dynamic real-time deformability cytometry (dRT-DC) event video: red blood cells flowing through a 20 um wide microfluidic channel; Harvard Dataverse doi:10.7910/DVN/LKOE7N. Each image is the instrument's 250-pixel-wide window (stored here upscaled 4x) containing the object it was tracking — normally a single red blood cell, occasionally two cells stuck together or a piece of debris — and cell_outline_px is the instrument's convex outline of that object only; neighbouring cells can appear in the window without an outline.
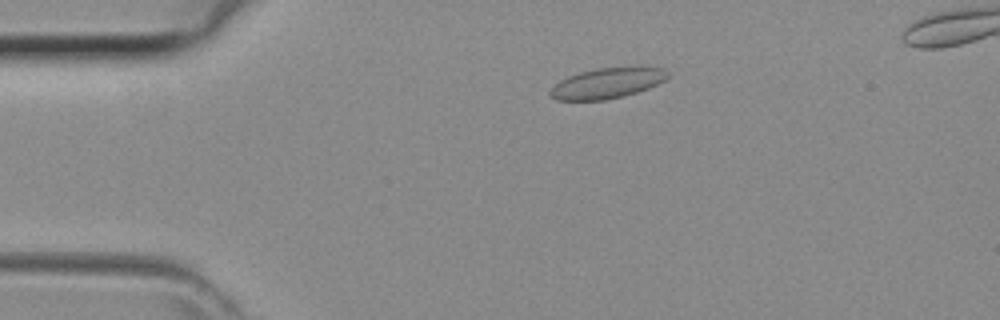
{"species": "common noctule bat (a hibernating species)", "species_latin": "Nyctalus noctula", "temperature_condition": "room temperature", "stored_images_in_passage": 43, "camera_frame_rate_fps": 3000, "um_per_image_px": 0.085, "animal": {"sex": "female", "body_mass_g": 29.2, "forearm_length_mm": 56.3}, "frame": {"image": 1, "passage_image": 9, "time_ms": 2.667, "image_size_px": [1000, 320], "cell_outline_px": [[668, 76], [664, 80], [648, 88], [624, 96], [604, 100], [556, 100], [548, 92], [560, 80], [568, 76], [580, 72], [596, 68], [664, 68], [668, 72]], "centroid_in_image_um": [51.57, 7.08], "position_along_channel_um": 33.4, "area_um2": 20.4}}
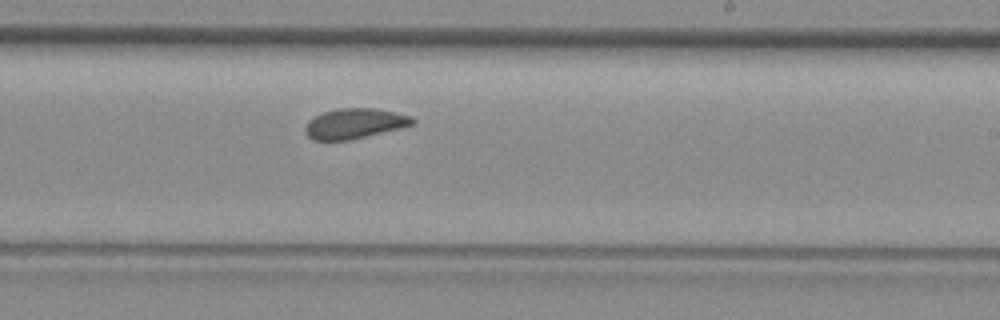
{"frame": {"image": 2, "passage_image": 26, "time_ms": 8.333, "image_size_px": [1000, 320], "cell_outline_px": [[416, 124], [400, 128], [348, 140], [312, 140], [308, 136], [304, 128], [308, 120], [324, 112], [336, 108], [376, 108], [396, 112], [412, 116], [416, 120]], "centroid_in_image_um": [30.17, 10.49], "position_along_channel_um": 258.8, "area_um2": 18.9}}
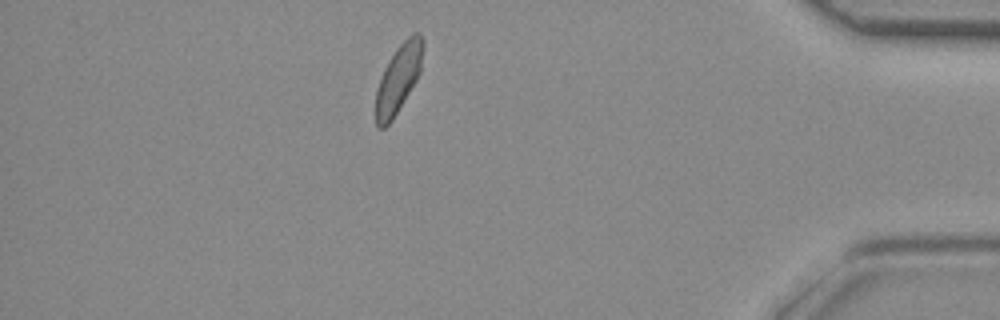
{"frame": {"image": 3, "passage_image": 38, "time_ms": 12.333, "image_size_px": [1000, 320], "cell_outline_px": [[424, 48], [420, 72], [416, 80], [392, 120], [384, 128], [380, 128], [376, 124], [376, 92], [384, 68], [396, 48], [412, 32], [420, 32], [424, 40]], "centroid_in_image_um": [33.89, 6.62], "position_along_channel_um": 401.3, "area_um2": 18.61}}